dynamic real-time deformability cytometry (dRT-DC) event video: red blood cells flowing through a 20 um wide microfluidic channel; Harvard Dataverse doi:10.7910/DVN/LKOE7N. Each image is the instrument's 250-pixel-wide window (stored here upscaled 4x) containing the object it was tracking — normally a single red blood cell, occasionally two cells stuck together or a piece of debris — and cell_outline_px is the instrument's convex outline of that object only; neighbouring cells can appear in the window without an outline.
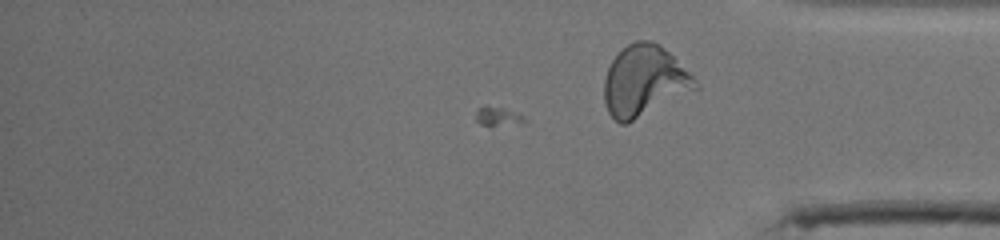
{"species": "human", "species_latin": "Homo sapiens", "temperature_condition": "cold", "stored_images_in_passage": 28, "camera_frame_rate_fps": 3000, "um_per_image_px": 0.085, "donor": {"sex": "male"}, "frame": {"image": 1, "passage_image": 28, "time_ms": 9.0, "image_size_px": [1000, 240], "cell_outline_px": [[700, 88], [628, 124], [620, 124], [608, 112], [604, 100], [604, 80], [608, 68], [612, 60], [628, 44], [636, 40], [652, 40], [660, 44], [700, 84]], "centroid_in_image_um": [54.77, 6.91], "position_along_channel_um": 380.4, "area_um2": 37.63}}